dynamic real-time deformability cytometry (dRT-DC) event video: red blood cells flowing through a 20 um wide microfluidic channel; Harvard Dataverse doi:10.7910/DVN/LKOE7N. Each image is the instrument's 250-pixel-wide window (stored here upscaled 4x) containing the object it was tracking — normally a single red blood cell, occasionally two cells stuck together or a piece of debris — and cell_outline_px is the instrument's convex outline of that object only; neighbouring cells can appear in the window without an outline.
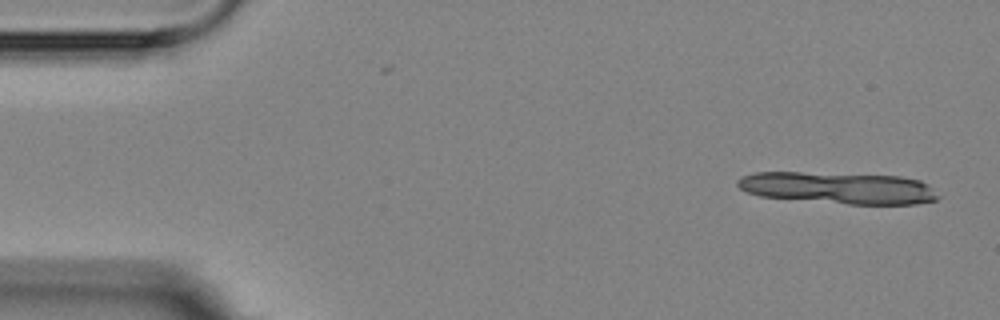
{"species": "Egyptian fruit bat (a non-hibernating species)", "species_latin": "Rousettus aegyptiacus", "temperature_condition": "room temperature", "stored_images_in_passage": 6, "camera_frame_rate_fps": 3000, "um_per_image_px": 0.085, "animal": {"sex": "female"}, "frame": {"image": 1, "passage_image": 1, "time_ms": 0.0, "image_size_px": [1000, 320], "cell_outline_px": [[940, 196], [936, 200], [916, 204], [848, 204], [760, 196], [748, 192], [740, 188], [736, 184], [736, 180], [740, 176], [756, 172], [800, 172], [900, 176], [920, 180], [928, 184]], "centroid_in_image_um": [71.26, 15.97], "position_along_channel_um": 13.7, "area_um2": 37.11}}
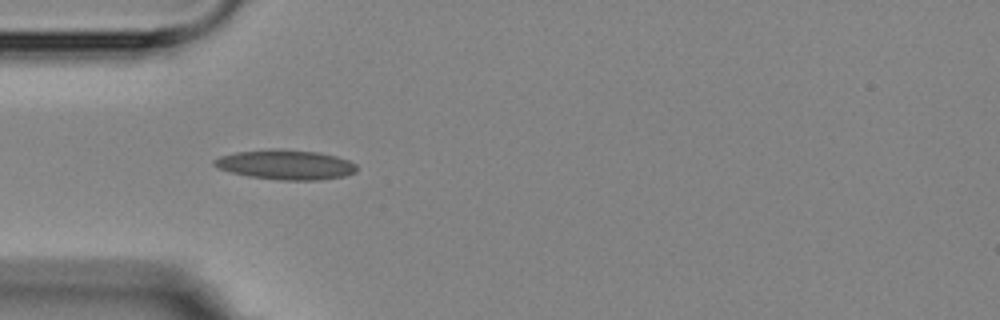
{"frame": {"image": 2, "passage_image": 5, "time_ms": 4.667, "image_size_px": [1000, 320], "cell_outline_px": [[356, 172], [344, 176], [320, 180], [280, 180], [248, 176], [232, 172], [220, 168], [212, 164], [212, 160], [220, 156], [236, 152], [276, 148], [320, 152], [336, 156], [348, 160], [356, 164]], "centroid_in_image_um": [24.29, 13.99], "position_along_channel_um": 60.7, "area_um2": 24.74}}
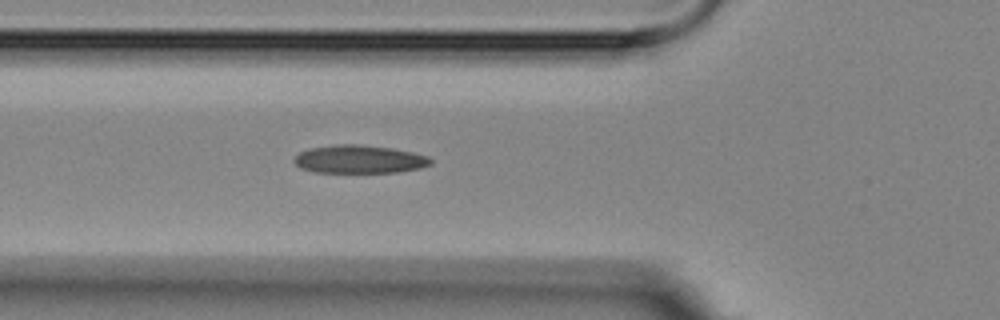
{"frame": {"image": 3, "passage_image": 6, "time_ms": 5.667, "image_size_px": [1000, 320], "cell_outline_px": [[432, 164], [420, 168], [396, 172], [316, 172], [300, 168], [292, 160], [300, 152], [308, 148], [336, 144], [356, 144], [392, 148], [412, 152], [428, 156], [432, 160]], "centroid_in_image_um": [30.53, 13.53], "position_along_channel_um": 95.3, "area_um2": 22.37}}